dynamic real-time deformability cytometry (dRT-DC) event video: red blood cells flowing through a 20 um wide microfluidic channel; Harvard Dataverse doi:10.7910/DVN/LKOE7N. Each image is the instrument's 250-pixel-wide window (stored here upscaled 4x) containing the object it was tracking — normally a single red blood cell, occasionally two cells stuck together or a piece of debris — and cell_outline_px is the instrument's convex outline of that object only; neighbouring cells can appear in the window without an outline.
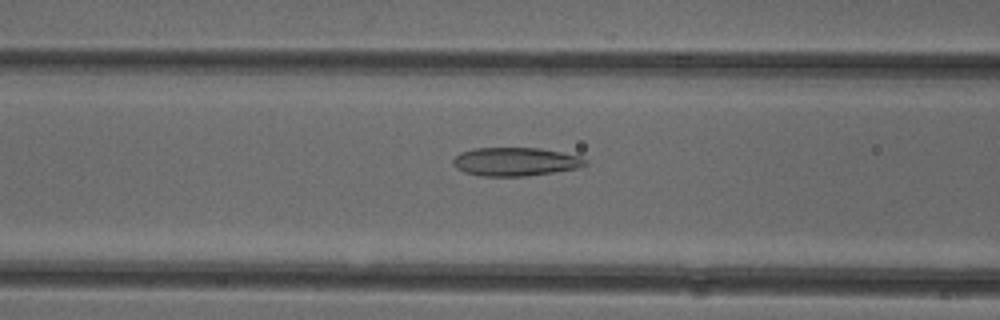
{"species": "common noctule bat (a hibernating species)", "species_latin": "Nyctalus noctula", "temperature_condition": "cold", "stored_images_in_passage": 43, "camera_frame_rate_fps": 3000, "um_per_image_px": 0.085, "animal": {"sex": "female"}, "frame": {"image": 1, "passage_image": 12, "time_ms": 3.667, "image_size_px": [1000, 320], "cell_outline_px": [[588, 164], [576, 168], [552, 172], [524, 176], [480, 176], [464, 172], [456, 168], [452, 164], [452, 160], [460, 152], [476, 148], [540, 148], [580, 156], [588, 160]], "centroid_in_image_um": [43.78, 13.74], "position_along_channel_um": 122.8, "area_um2": 21.91}}
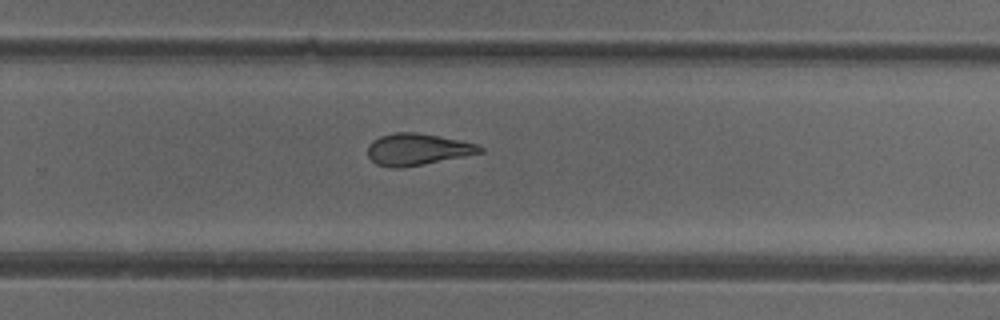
{"frame": {"image": 2, "passage_image": 25, "time_ms": 8.0, "image_size_px": [1000, 320], "cell_outline_px": [[484, 152], [404, 168], [392, 168], [376, 164], [368, 156], [368, 144], [372, 140], [380, 136], [396, 132], [416, 132], [440, 136], [460, 140], [476, 144], [484, 148]], "centroid_in_image_um": [35.46, 12.69], "position_along_channel_um": 294.3, "area_um2": 20.81}}
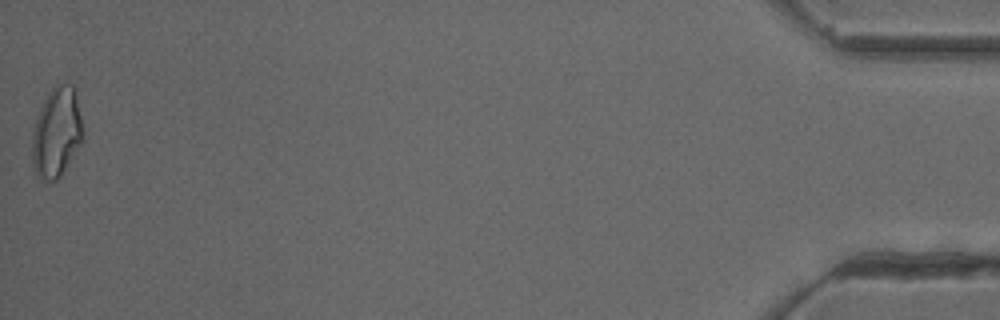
{"frame": {"image": 3, "passage_image": 43, "time_ms": 14.0, "image_size_px": [1000, 320], "cell_outline_px": [[84, 140], [60, 176], [52, 184], [36, 176], [32, 160], [32, 132], [40, 108], [48, 92], [52, 88], [60, 84], [72, 84], [76, 92]], "centroid_in_image_um": [4.81, 11.3], "position_along_channel_um": 430.4, "area_um2": 26.65}, "authors_computed_cell_mechanics": {"area_um2": 22.0218, "velocity_mm_per_s": 3.9651, "shape_relaxation_time_tau1_ms": null, "shape_relaxation_time_tau2_ms": 2.7893, "deformation_change_tau1": null, "deformation_change_tau2": 0.1014}}